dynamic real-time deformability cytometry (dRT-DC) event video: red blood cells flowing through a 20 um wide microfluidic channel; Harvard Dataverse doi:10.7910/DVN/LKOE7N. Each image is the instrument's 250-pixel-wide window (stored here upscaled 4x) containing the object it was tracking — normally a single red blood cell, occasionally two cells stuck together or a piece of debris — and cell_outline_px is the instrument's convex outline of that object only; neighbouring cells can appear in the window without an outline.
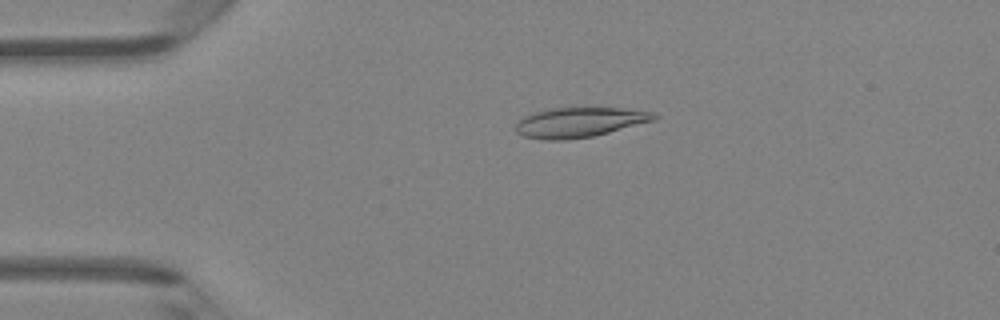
{"species": "Egyptian fruit bat (a non-hibernating species)", "species_latin": "Rousettus aegyptiacus", "temperature_condition": "room temperature", "stored_images_in_passage": 46, "camera_frame_rate_fps": 3000, "um_per_image_px": 0.085, "animal": {"sex": "female"}, "frame": {"image": 1, "passage_image": 10, "time_ms": 3.0, "image_size_px": [1000, 320], "cell_outline_px": [[660, 116], [656, 120], [592, 136], [564, 140], [544, 140], [524, 136], [516, 132], [516, 124], [524, 116], [532, 112], [548, 108], [620, 108], [652, 112]], "centroid_in_image_um": [49.24, 10.39], "position_along_channel_um": 35.8, "area_um2": 23.99}}
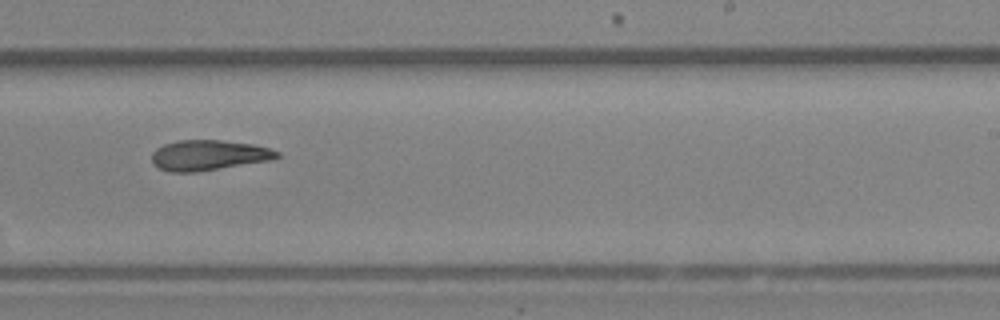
{"frame": {"image": 2, "passage_image": 29, "time_ms": 9.333, "image_size_px": [1000, 320], "cell_outline_px": [[280, 156], [272, 160], [196, 172], [168, 172], [152, 164], [152, 152], [156, 148], [164, 144], [180, 140], [220, 140], [252, 144], [268, 148], [280, 152]], "centroid_in_image_um": [17.72, 13.2], "position_along_channel_um": 271.3, "area_um2": 22.14}}
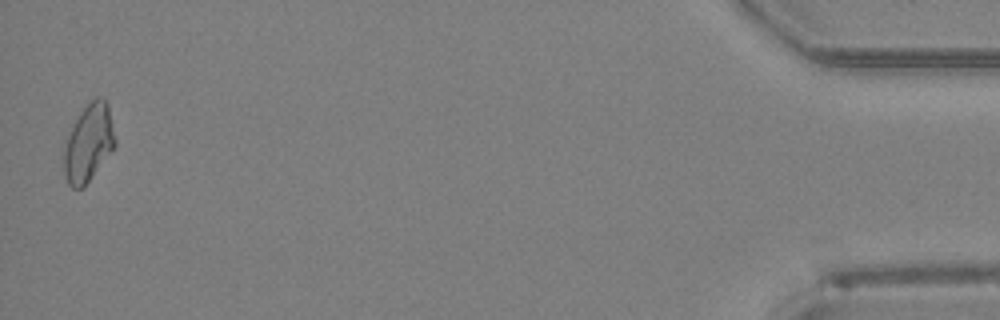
{"frame": {"image": 3, "passage_image": 46, "time_ms": 15.0, "image_size_px": [1000, 320], "cell_outline_px": [[116, 144], [84, 188], [72, 188], [68, 184], [64, 172], [64, 140], [80, 112], [96, 96], [104, 96], [108, 104], [116, 140]], "centroid_in_image_um": [7.52, 12.14], "position_along_channel_um": 427.7, "area_um2": 23.12}}